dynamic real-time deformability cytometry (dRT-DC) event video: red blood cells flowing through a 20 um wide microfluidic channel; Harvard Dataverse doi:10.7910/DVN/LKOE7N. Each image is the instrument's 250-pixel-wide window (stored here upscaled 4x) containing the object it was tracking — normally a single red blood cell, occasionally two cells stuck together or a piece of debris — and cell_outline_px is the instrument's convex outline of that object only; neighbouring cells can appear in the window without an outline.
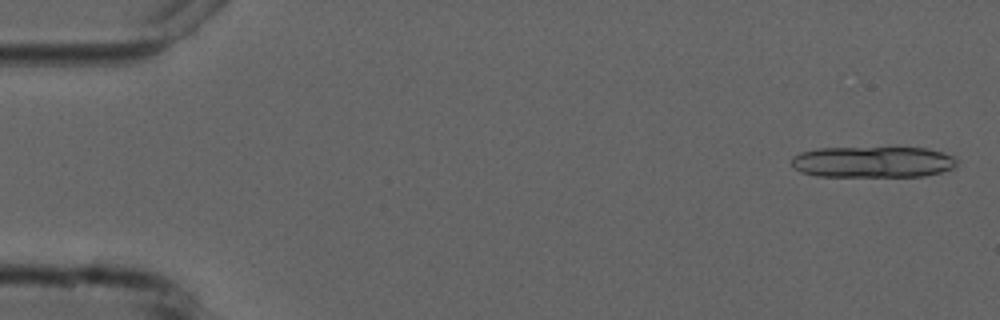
{"species": "common noctule bat (a hibernating species)", "species_latin": "Nyctalus noctula", "temperature_condition": "cold", "stored_images_in_passage": 8, "camera_frame_rate_fps": 3000, "um_per_image_px": 0.085, "animal": {"sex": "male", "forearm_length_mm": 52.5}, "frame": {"image": 1, "passage_image": 1, "time_ms": 0.0, "image_size_px": [1000, 320], "cell_outline_px": [[956, 164], [952, 168], [940, 172], [924, 176], [816, 176], [800, 172], [792, 168], [792, 156], [800, 152], [816, 148], [928, 148], [944, 152], [956, 156]], "centroid_in_image_um": [74.17, 13.76], "position_along_channel_um": 10.8, "area_um2": 30.23}}
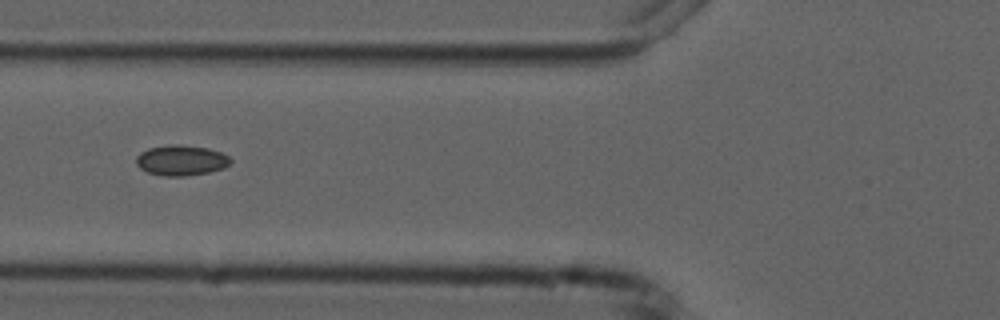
{"frame": {"image": 2, "passage_image": 5, "time_ms": 6.333, "image_size_px": [1000, 320], "cell_outline_px": [[232, 160], [224, 168], [208, 172], [184, 176], [164, 176], [148, 172], [140, 168], [136, 164], [136, 156], [140, 152], [148, 148], [172, 144], [176, 144], [208, 148], [220, 152], [228, 156]], "centroid_in_image_um": [15.38, 13.62], "position_along_channel_um": 110.4, "area_um2": 16.65}}
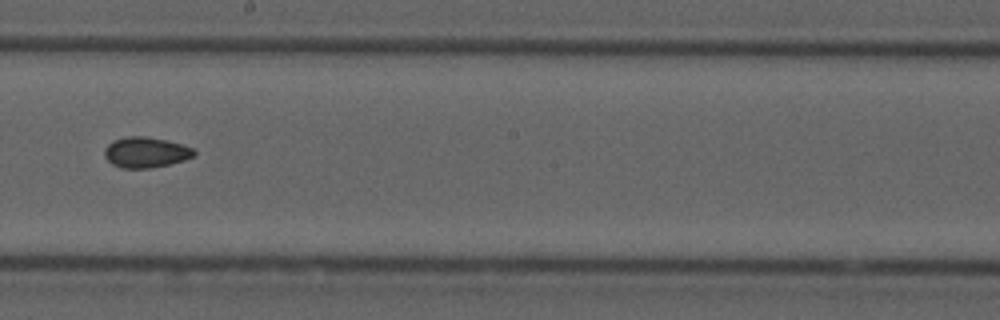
{"frame": {"image": 3, "passage_image": 8, "time_ms": 9.667, "image_size_px": [1000, 320], "cell_outline_px": [[196, 156], [184, 160], [152, 168], [120, 168], [112, 164], [104, 156], [104, 148], [112, 140], [128, 136], [148, 136], [168, 140], [192, 148], [196, 152]], "centroid_in_image_um": [12.38, 12.94], "position_along_channel_um": 235.8, "area_um2": 16.13}}